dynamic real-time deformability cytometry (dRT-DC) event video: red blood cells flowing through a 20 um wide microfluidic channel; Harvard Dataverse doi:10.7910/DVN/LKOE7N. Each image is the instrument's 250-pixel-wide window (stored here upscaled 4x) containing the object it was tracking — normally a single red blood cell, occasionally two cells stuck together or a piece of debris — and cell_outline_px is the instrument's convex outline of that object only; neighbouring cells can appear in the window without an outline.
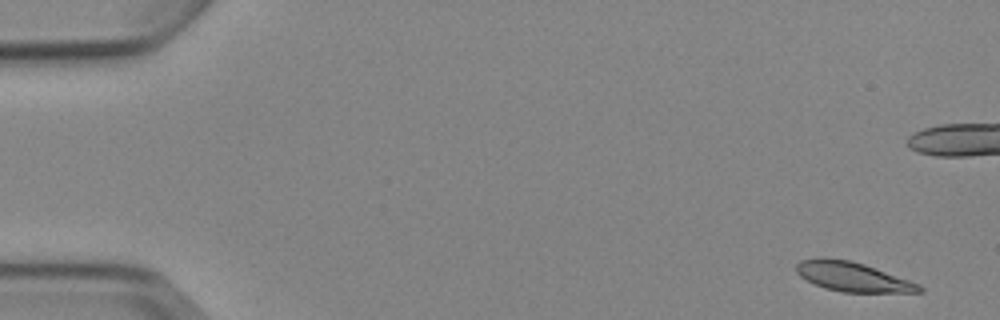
{"species": "Egyptian fruit bat (a non-hibernating species)", "species_latin": "Rousettus aegyptiacus", "temperature_condition": "cold", "stored_images_in_passage": 5, "camera_frame_rate_fps": 3000, "um_per_image_px": 0.085, "animal": {"sex": "female"}, "frame": {"image": 1, "passage_image": 1, "time_ms": 0.0, "image_size_px": [1000, 320], "cell_outline_px": [[924, 292], [840, 292], [824, 288], [800, 276], [796, 272], [796, 264], [800, 260], [820, 256], [824, 256], [852, 260], [864, 264], [920, 284], [924, 288]], "centroid_in_image_um": [72.44, 23.5], "position_along_channel_um": 12.6, "area_um2": 21.27}}